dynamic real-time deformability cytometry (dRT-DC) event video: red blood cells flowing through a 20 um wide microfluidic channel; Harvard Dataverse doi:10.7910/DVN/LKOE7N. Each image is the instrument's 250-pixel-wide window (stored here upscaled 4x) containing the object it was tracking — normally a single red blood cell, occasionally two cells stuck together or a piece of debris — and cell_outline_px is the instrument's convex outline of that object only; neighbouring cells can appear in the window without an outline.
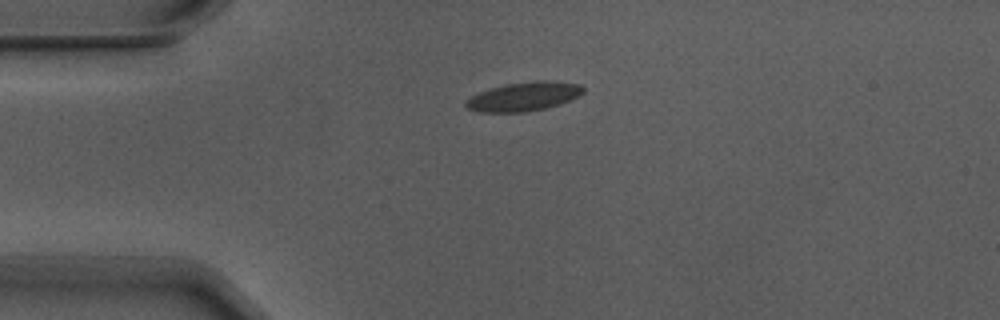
{"species": "Egyptian fruit bat (a non-hibernating species)", "species_latin": "Rousettus aegyptiacus", "temperature_condition": "warm", "stored_images_in_passage": 2, "camera_frame_rate_fps": 3000, "um_per_image_px": 0.085, "animal": {"sex": "male"}, "frame": {"image": 1, "passage_image": 2, "time_ms": 0.333, "image_size_px": [1000, 320], "cell_outline_px": [[584, 92], [560, 104], [544, 108], [524, 112], [476, 112], [468, 108], [464, 104], [464, 100], [480, 92], [492, 88], [508, 84], [540, 80], [552, 80], [580, 84], [584, 88]], "centroid_in_image_um": [44.51, 8.2], "position_along_channel_um": 40.5, "area_um2": 19.59}}